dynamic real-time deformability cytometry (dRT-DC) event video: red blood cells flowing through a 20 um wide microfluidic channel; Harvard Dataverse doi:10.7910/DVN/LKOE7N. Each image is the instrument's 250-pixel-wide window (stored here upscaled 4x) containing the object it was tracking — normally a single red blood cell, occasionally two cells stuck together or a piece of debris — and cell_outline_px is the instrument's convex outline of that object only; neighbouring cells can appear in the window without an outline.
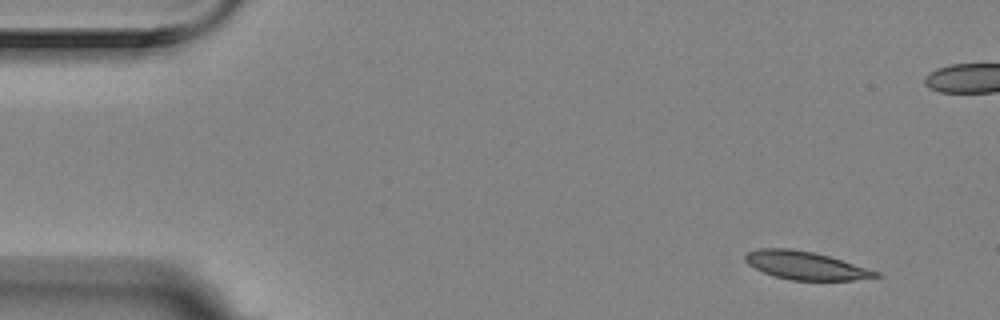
{"species": "Egyptian fruit bat (a non-hibernating species)", "species_latin": "Rousettus aegyptiacus", "temperature_condition": "room temperature", "stored_images_in_passage": 6, "camera_frame_rate_fps": 3000, "um_per_image_px": 0.085, "animal": {"sex": "female"}, "frame": {"image": 1, "passage_image": 1, "time_ms": 0.0, "image_size_px": [1000, 320], "cell_outline_px": [[884, 276], [852, 280], [788, 280], [764, 272], [748, 264], [744, 260], [744, 256], [748, 252], [756, 248], [792, 248], [812, 252], [828, 256], [880, 272]], "centroid_in_image_um": [68.46, 22.56], "position_along_channel_um": 16.5, "area_um2": 21.27}}
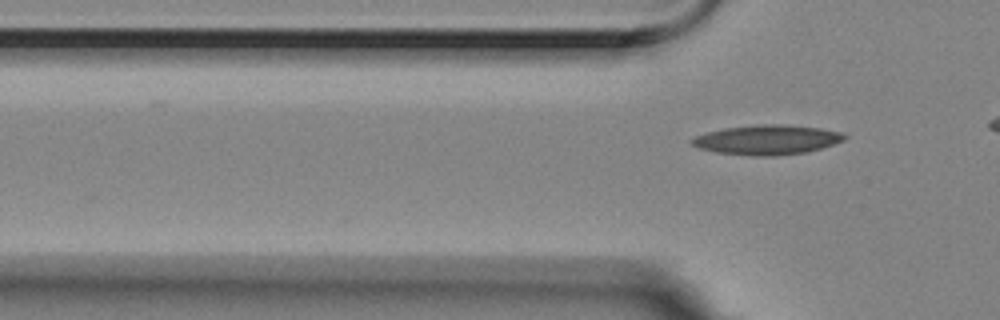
{"frame": {"image": 2, "passage_image": 6, "time_ms": 1.667, "image_size_px": [1000, 320], "cell_outline_px": [[848, 136], [844, 140], [820, 148], [804, 152], [776, 156], [752, 156], [716, 152], [700, 148], [688, 144], [688, 140], [696, 136], [708, 132], [724, 128], [756, 124], [784, 124], [820, 128], [840, 132]], "centroid_in_image_um": [65.15, 11.88], "position_along_channel_um": 60.6, "area_um2": 26.41}}